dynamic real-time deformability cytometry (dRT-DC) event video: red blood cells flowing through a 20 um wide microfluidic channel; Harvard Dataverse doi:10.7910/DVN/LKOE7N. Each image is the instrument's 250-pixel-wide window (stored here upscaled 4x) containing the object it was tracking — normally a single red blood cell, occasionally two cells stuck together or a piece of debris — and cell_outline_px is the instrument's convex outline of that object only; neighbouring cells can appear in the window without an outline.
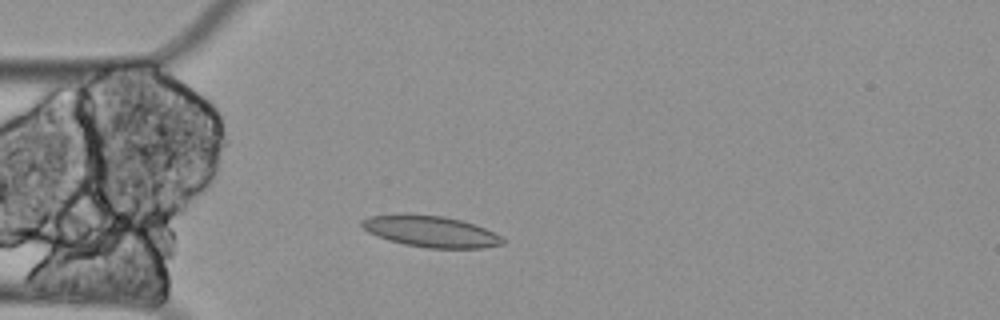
{"species": "Egyptian fruit bat (a non-hibernating species)", "species_latin": "Rousettus aegyptiacus", "temperature_condition": "cold", "stored_images_in_passage": 56, "camera_frame_rate_fps": 3000, "um_per_image_px": 0.085, "animal": {"sex": "female"}, "frame": {"image": 1, "passage_image": 12, "time_ms": 3.667, "image_size_px": [1000, 320], "cell_outline_px": [[504, 244], [480, 248], [428, 248], [404, 244], [388, 240], [376, 236], [368, 232], [360, 224], [360, 220], [368, 216], [400, 212], [444, 216], [460, 220], [484, 228], [500, 236], [504, 240]], "centroid_in_image_um": [36.52, 19.65], "position_along_channel_um": 48.5, "area_um2": 25.95}}
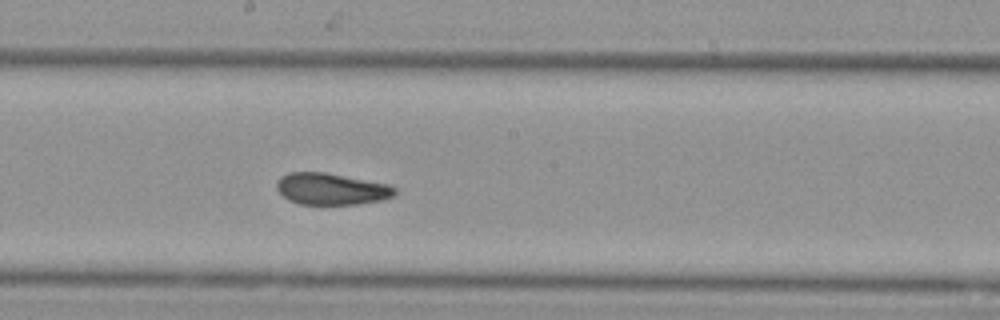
{"frame": {"image": 2, "passage_image": 28, "time_ms": 9.0, "image_size_px": [1000, 320], "cell_outline_px": [[396, 192], [392, 196], [384, 200], [356, 204], [300, 204], [288, 200], [276, 188], [276, 180], [280, 176], [288, 172], [324, 172], [388, 184], [396, 188]], "centroid_in_image_um": [28.13, 16.06], "position_along_channel_um": 220.1, "area_um2": 21.79}}
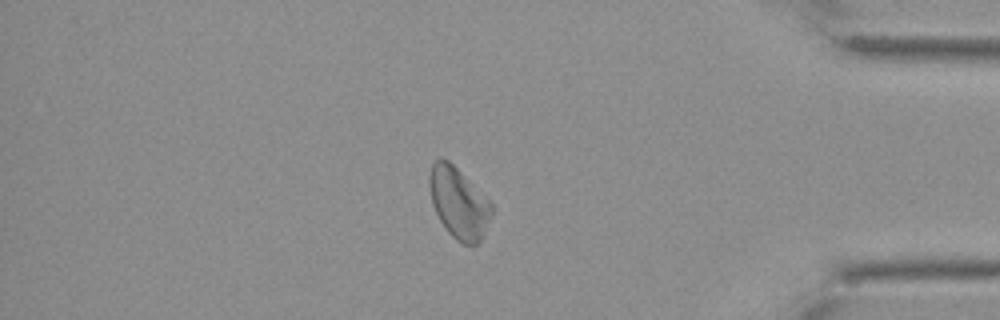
{"frame": {"image": 3, "passage_image": 47, "time_ms": 15.333, "image_size_px": [1000, 320], "cell_outline_px": [[492, 212], [484, 232], [480, 240], [476, 244], [464, 244], [456, 240], [448, 232], [440, 220], [432, 204], [428, 184], [428, 176], [432, 164], [440, 156], [448, 160], [492, 204]], "centroid_in_image_um": [38.94, 17.24], "position_along_channel_um": 396.3, "area_um2": 25.2}, "authors_computed_cell_mechanics": {"area_um2": 25.1719, "velocity_mm_per_s": 3.2644, "shape_relaxation_time_tau1_ms": null, "shape_relaxation_time_tau2_ms": 2.5548, "deformation_change_tau1": null, "deformation_change_tau2": 0.0899}}